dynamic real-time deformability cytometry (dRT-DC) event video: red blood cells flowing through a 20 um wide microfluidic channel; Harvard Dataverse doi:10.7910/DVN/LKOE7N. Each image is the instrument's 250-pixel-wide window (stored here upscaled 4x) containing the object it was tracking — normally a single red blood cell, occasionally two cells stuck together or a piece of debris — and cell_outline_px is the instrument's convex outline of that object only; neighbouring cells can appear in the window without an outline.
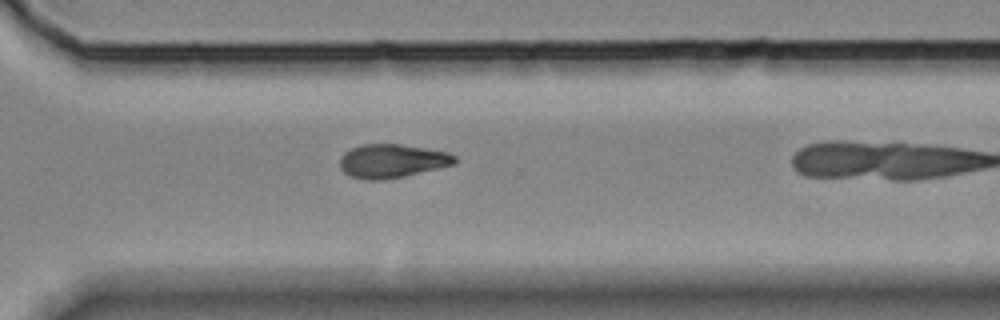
{"species": "Egyptian fruit bat (a non-hibernating species)", "species_latin": "Rousettus aegyptiacus", "temperature_condition": "room temperature", "stored_images_in_passage": 21, "camera_frame_rate_fps": 3000, "um_per_image_px": 0.085, "animal": {"sex": "female"}, "frame": {"image": 1, "passage_image": 18, "time_ms": 5.667, "image_size_px": [1000, 320], "cell_outline_px": [[456, 164], [404, 176], [380, 180], [364, 180], [352, 176], [344, 172], [340, 168], [340, 156], [344, 152], [360, 144], [400, 144], [448, 152], [456, 156]], "centroid_in_image_um": [33.31, 13.68], "position_along_channel_um": 337.3, "area_um2": 22.54}}